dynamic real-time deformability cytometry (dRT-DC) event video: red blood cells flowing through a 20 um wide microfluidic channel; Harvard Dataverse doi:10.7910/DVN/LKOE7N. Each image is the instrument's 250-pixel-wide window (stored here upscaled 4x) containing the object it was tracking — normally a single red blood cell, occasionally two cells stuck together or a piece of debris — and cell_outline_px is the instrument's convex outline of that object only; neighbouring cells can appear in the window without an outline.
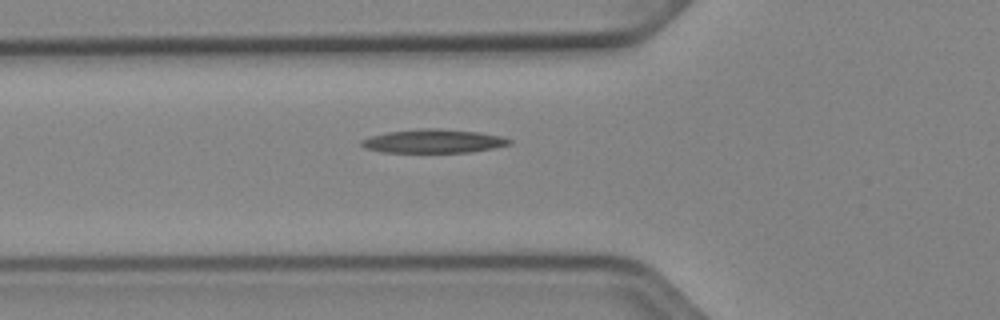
{"species": "Egyptian fruit bat (a non-hibernating species)", "species_latin": "Rousettus aegyptiacus", "temperature_condition": "cold", "stored_images_in_passage": 25, "camera_frame_rate_fps": 3000, "um_per_image_px": 0.085, "animal": {"sex": "female"}, "frame": {"image": 1, "passage_image": 2, "time_ms": 0.333, "image_size_px": [1000, 320], "cell_outline_px": [[512, 144], [472, 152], [384, 152], [364, 148], [360, 144], [360, 140], [372, 136], [388, 132], [424, 128], [440, 128], [480, 132], [500, 136], [512, 140]], "centroid_in_image_um": [36.86, 11.99], "position_along_channel_um": 88.9, "area_um2": 20.35}}
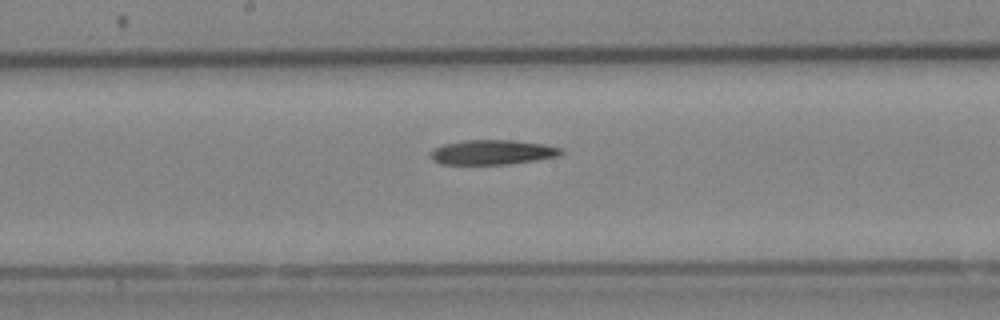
{"frame": {"image": 2, "passage_image": 11, "time_ms": 3.333, "image_size_px": [1000, 320], "cell_outline_px": [[564, 152], [556, 156], [536, 160], [508, 164], [440, 164], [432, 160], [432, 148], [444, 144], [460, 140], [512, 140], [544, 144], [560, 148]], "centroid_in_image_um": [41.82, 12.93], "position_along_channel_um": 206.4, "area_um2": 18.73}}
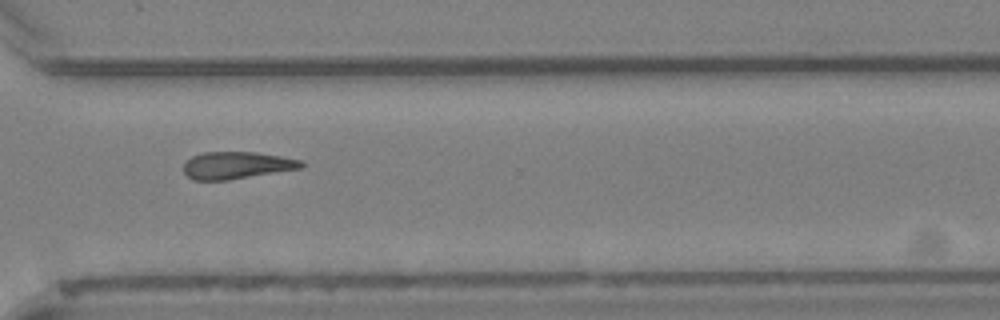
{"frame": {"image": 3, "passage_image": 22, "time_ms": 7.0, "image_size_px": [1000, 320], "cell_outline_px": [[304, 164], [300, 168], [228, 180], [192, 180], [184, 172], [184, 164], [192, 156], [200, 152], [256, 152], [304, 160]], "centroid_in_image_um": [20.1, 14.04], "position_along_channel_um": 350.5, "area_um2": 18.55}}